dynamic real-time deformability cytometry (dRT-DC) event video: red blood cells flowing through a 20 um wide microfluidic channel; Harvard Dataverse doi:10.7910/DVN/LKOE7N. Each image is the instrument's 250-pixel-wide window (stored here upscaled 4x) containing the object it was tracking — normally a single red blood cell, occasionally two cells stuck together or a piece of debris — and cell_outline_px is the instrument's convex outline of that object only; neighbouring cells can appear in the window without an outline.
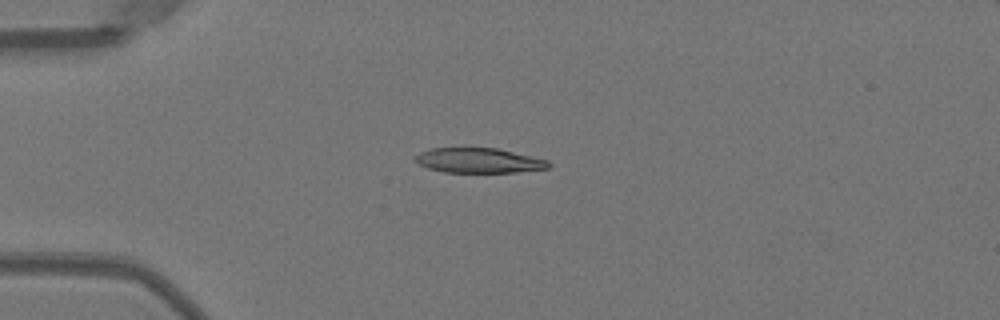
{"species": "Egyptian fruit bat (a non-hibernating species)", "species_latin": "Rousettus aegyptiacus", "temperature_condition": "warm", "stored_images_in_passage": 38, "camera_frame_rate_fps": 3000, "um_per_image_px": 0.085, "animal": {"sex": "female"}, "frame": {"image": 1, "passage_image": 1, "time_ms": 0.0, "image_size_px": [1000, 320], "cell_outline_px": [[552, 164], [548, 168], [516, 172], [444, 172], [428, 168], [420, 164], [416, 160], [416, 156], [420, 152], [432, 148], [496, 148], [548, 160]], "centroid_in_image_um": [40.72, 13.64], "position_along_channel_um": 44.3, "area_um2": 19.07}}
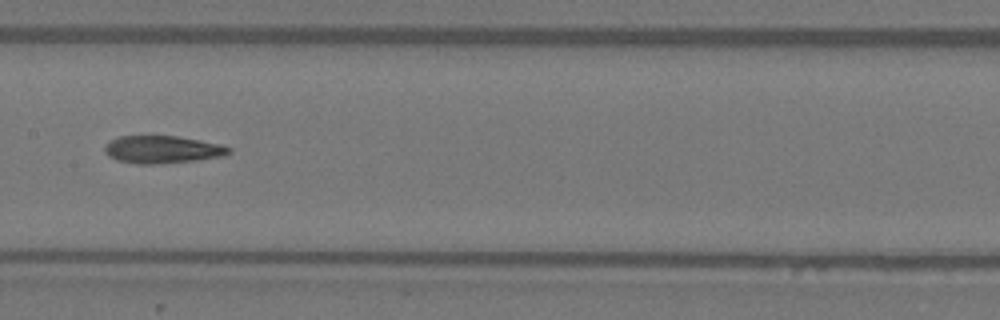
{"frame": {"image": 2, "passage_image": 14, "time_ms": 4.333, "image_size_px": [1000, 320], "cell_outline_px": [[232, 152], [224, 156], [196, 160], [160, 164], [136, 164], [116, 160], [108, 156], [104, 152], [104, 148], [108, 140], [120, 136], [176, 136], [200, 140], [220, 144], [232, 148]], "centroid_in_image_um": [13.78, 12.71], "position_along_channel_um": 193.6, "area_um2": 20.17}}
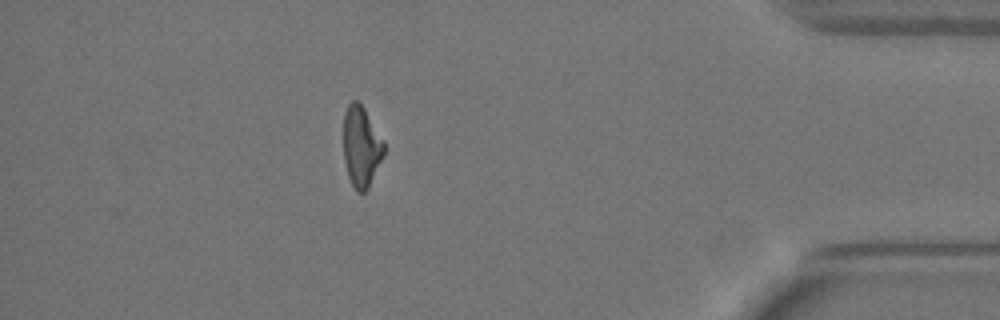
{"frame": {"image": 3, "passage_image": 33, "time_ms": 10.667, "image_size_px": [1000, 320], "cell_outline_px": [[384, 156], [368, 188], [364, 192], [356, 192], [348, 176], [344, 160], [344, 112], [348, 104], [352, 100], [356, 100], [364, 108], [384, 140]], "centroid_in_image_um": [30.71, 12.46], "position_along_channel_um": 404.5, "area_um2": 19.07}}